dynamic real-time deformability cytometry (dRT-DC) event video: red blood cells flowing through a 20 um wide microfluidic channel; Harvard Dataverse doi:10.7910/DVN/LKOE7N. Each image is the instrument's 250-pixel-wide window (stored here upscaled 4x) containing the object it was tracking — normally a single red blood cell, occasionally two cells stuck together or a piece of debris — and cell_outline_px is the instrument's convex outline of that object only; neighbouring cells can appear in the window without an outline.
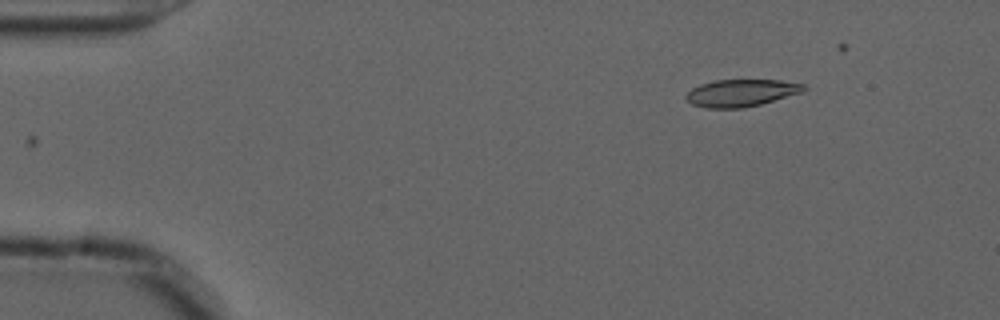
{"species": "common noctule bat (a hibernating species)", "species_latin": "Nyctalus noctula", "temperature_condition": "cold", "stored_images_in_passage": 18, "camera_frame_rate_fps": 3000, "um_per_image_px": 0.085, "animal": {"sex": "male", "forearm_length_mm": 52.5}, "frame": {"image": 1, "passage_image": 1, "time_ms": 0.0, "image_size_px": [1000, 320], "cell_outline_px": [[808, 88], [804, 92], [760, 104], [744, 108], [704, 108], [692, 104], [684, 96], [692, 88], [700, 84], [716, 80], [780, 80], [804, 84]], "centroid_in_image_um": [63.02, 7.9], "position_along_channel_um": 22.0, "area_um2": 18.73}}
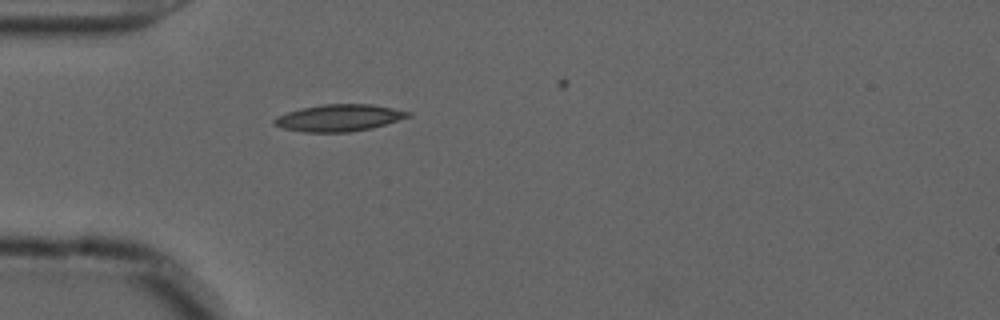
{"frame": {"image": 2, "passage_image": 10, "time_ms": 3.0, "image_size_px": [1000, 320], "cell_outline_px": [[412, 116], [372, 128], [352, 132], [304, 132], [284, 128], [272, 124], [272, 120], [276, 116], [300, 108], [324, 104], [372, 104], [412, 112]], "centroid_in_image_um": [28.82, 10.02], "position_along_channel_um": 56.2, "area_um2": 21.04}}
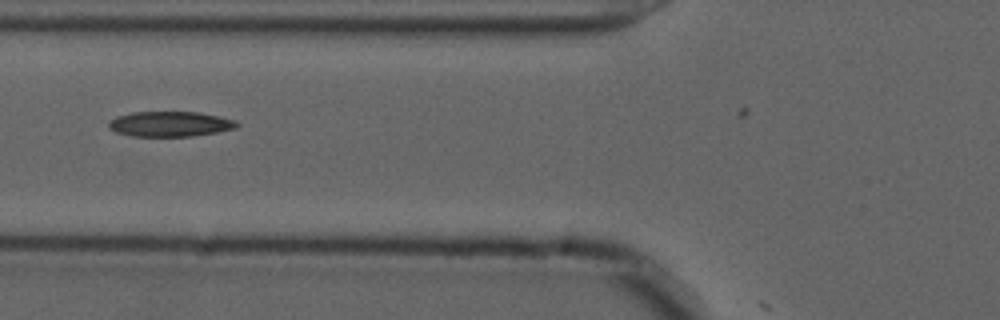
{"frame": {"image": 3, "passage_image": 15, "time_ms": 4.667, "image_size_px": [1000, 320], "cell_outline_px": [[240, 124], [236, 128], [216, 132], [192, 136], [132, 136], [116, 132], [108, 128], [108, 120], [116, 116], [132, 112], [196, 112], [236, 120]], "centroid_in_image_um": [14.41, 10.54], "position_along_channel_um": 111.4, "area_um2": 18.79}}